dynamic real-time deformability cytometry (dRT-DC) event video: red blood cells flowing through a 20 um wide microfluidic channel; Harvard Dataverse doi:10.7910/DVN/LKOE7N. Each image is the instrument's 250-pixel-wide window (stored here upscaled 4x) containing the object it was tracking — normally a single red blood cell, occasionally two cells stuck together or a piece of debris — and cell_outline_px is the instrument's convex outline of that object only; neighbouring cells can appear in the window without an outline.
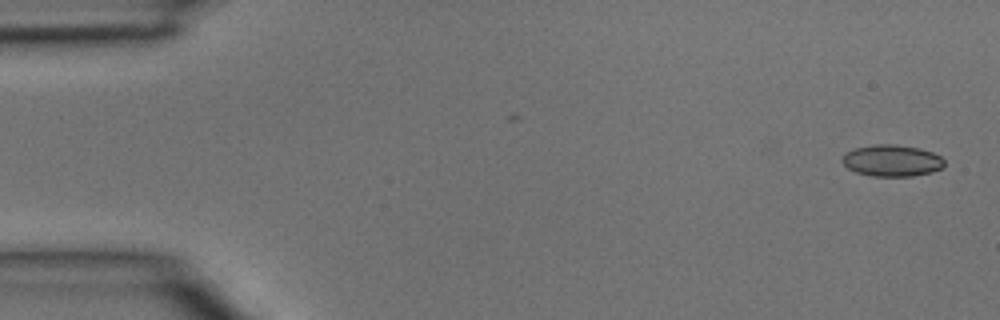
{"species": "common noctule bat (a hibernating species)", "species_latin": "Nyctalus noctula", "temperature_condition": "room temperature", "stored_images_in_passage": 39, "camera_frame_rate_fps": 3000, "um_per_image_px": 0.085, "animal": {"sex": "male", "body_mass_g": 15.6}, "frame": {"image": 1, "passage_image": 1, "time_ms": 0.0, "image_size_px": [1000, 320], "cell_outline_px": [[944, 168], [932, 172], [912, 176], [872, 176], [856, 172], [848, 168], [844, 164], [844, 156], [848, 152], [856, 148], [876, 144], [896, 144], [920, 148], [932, 152], [940, 156], [944, 160]], "centroid_in_image_um": [75.87, 13.65], "position_along_channel_um": 9.1, "area_um2": 18.67}}
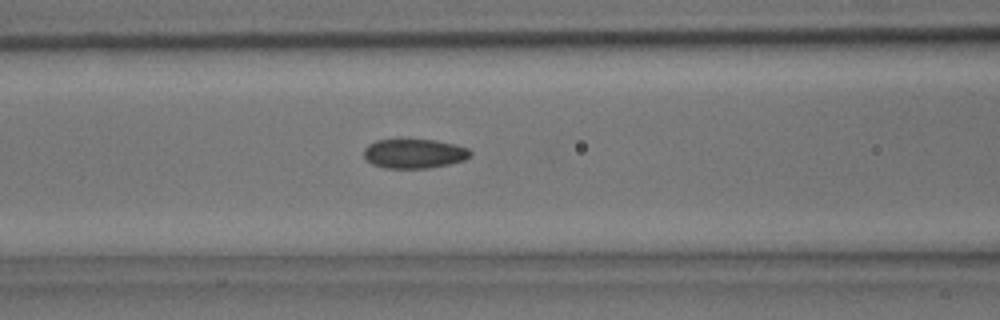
{"frame": {"image": 2, "passage_image": 16, "time_ms": 5.0, "image_size_px": [1000, 320], "cell_outline_px": [[472, 156], [464, 160], [448, 164], [428, 168], [384, 168], [372, 164], [364, 156], [364, 148], [368, 144], [376, 140], [436, 140], [468, 148], [472, 152]], "centroid_in_image_um": [35.21, 13.06], "position_along_channel_um": 131.4, "area_um2": 18.15}}
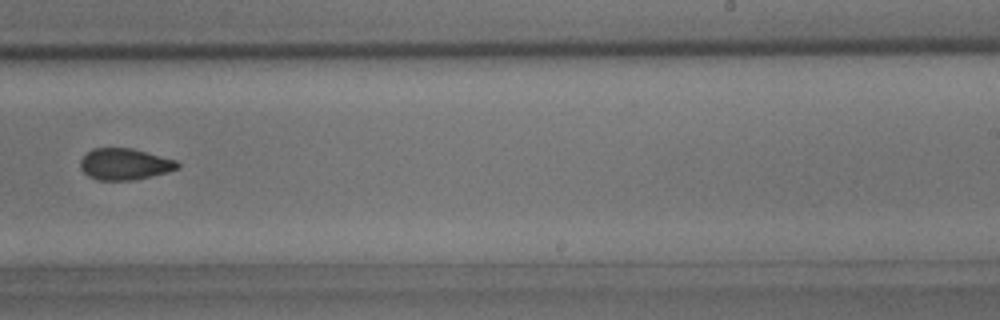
{"frame": {"image": 3, "passage_image": 25, "time_ms": 8.0, "image_size_px": [1000, 320], "cell_outline_px": [[180, 168], [168, 172], [152, 176], [132, 180], [96, 180], [88, 176], [80, 168], [80, 160], [92, 148], [132, 148], [176, 160], [180, 164]], "centroid_in_image_um": [10.6, 13.95], "position_along_channel_um": 278.4, "area_um2": 17.86}}